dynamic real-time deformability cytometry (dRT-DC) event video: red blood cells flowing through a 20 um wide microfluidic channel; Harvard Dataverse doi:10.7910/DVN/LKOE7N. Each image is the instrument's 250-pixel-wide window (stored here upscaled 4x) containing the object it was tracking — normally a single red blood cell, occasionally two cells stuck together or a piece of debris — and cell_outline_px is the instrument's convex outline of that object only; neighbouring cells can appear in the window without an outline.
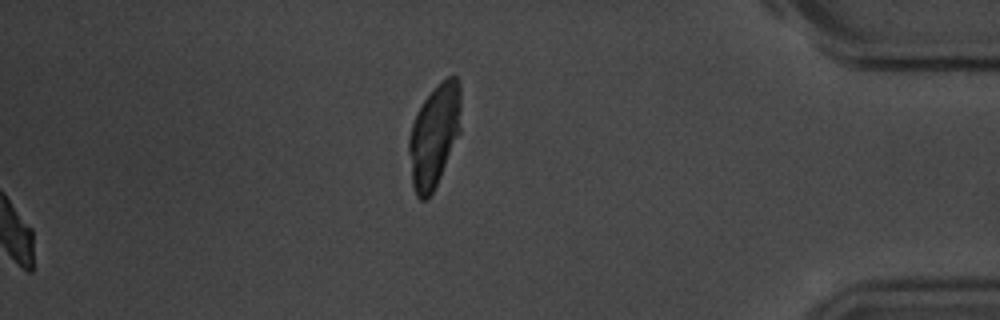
{"species": "common noctule bat (a hibernating species)", "species_latin": "Nyctalus noctula", "temperature_condition": "room temperature", "stored_images_in_passage": 50, "segment_of_instrument_passage": [2, 2], "camera_frame_rate_fps": 3000, "um_per_image_px": 0.085, "animal": {"sex": "male", "body_mass_g": 20.1, "forearm_length_mm": 53.5}, "frame": {"image": 1, "passage_image": 50, "time_ms": 16.333, "image_size_px": [1000, 320], "cell_outline_px": [[460, 132], [440, 176], [428, 200], [420, 200], [416, 196], [412, 184], [408, 152], [408, 136], [412, 124], [424, 100], [448, 76], [456, 76], [460, 80]], "centroid_in_image_um": [36.9, 11.57], "position_along_channel_um": 398.3, "area_um2": 30.81}}